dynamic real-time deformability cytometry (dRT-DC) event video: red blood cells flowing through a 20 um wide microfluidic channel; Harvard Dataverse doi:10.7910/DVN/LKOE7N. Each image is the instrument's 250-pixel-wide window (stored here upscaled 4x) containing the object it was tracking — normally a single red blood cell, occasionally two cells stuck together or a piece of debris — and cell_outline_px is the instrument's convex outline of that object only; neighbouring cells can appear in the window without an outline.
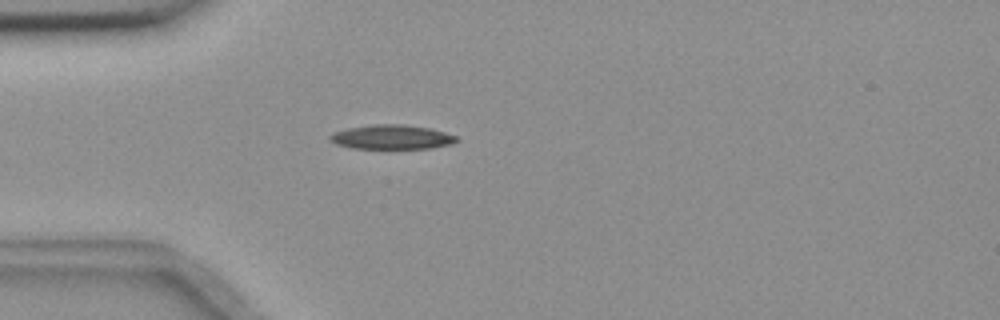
{"species": "common noctule bat (a hibernating species)", "species_latin": "Nyctalus noctula", "temperature_condition": "room temperature", "stored_images_in_passage": 5, "camera_frame_rate_fps": 3000, "um_per_image_px": 0.085, "animal": {"sex": "female", "body_mass_g": 18.4}, "frame": {"image": 1, "passage_image": 4, "time_ms": 1.0, "image_size_px": [1000, 320], "cell_outline_px": [[460, 140], [452, 144], [432, 148], [352, 148], [336, 144], [328, 140], [328, 136], [332, 132], [348, 128], [372, 124], [404, 124], [428, 128], [444, 132], [456, 136]], "centroid_in_image_um": [33.27, 11.65], "position_along_channel_um": 51.7, "area_um2": 18.03}}